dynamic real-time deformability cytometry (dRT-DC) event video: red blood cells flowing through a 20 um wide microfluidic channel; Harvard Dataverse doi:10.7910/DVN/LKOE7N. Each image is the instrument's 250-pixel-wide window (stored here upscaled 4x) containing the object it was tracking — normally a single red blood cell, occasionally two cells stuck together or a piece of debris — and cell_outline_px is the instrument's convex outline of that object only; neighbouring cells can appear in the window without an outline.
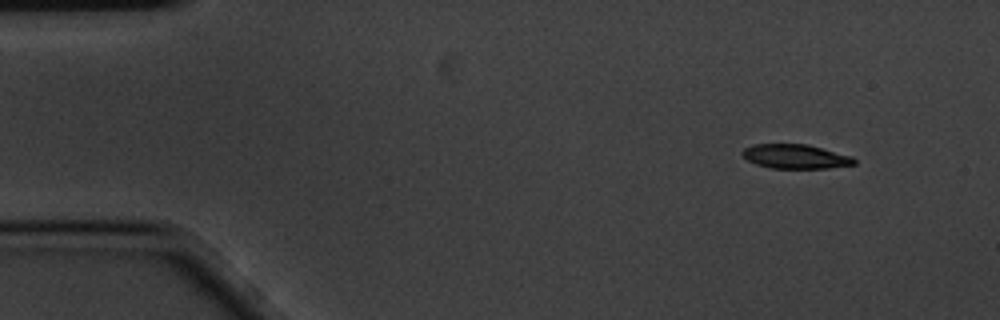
{"species": "common noctule bat (a hibernating species)", "species_latin": "Nyctalus noctula", "temperature_condition": "cold", "stored_images_in_passage": 4, "camera_frame_rate_fps": 3000, "um_per_image_px": 0.085, "animal": {"sex": "male", "body_mass_g": 20.1, "forearm_length_mm": 53.5}, "frame": {"image": 1, "passage_image": 1, "time_ms": 0.0, "image_size_px": [1000, 320], "cell_outline_px": [[856, 164], [828, 168], [768, 168], [756, 164], [748, 160], [740, 152], [744, 148], [752, 144], [808, 144], [852, 156], [856, 160]], "centroid_in_image_um": [67.61, 13.3], "position_along_channel_um": 17.4, "area_um2": 15.9}}
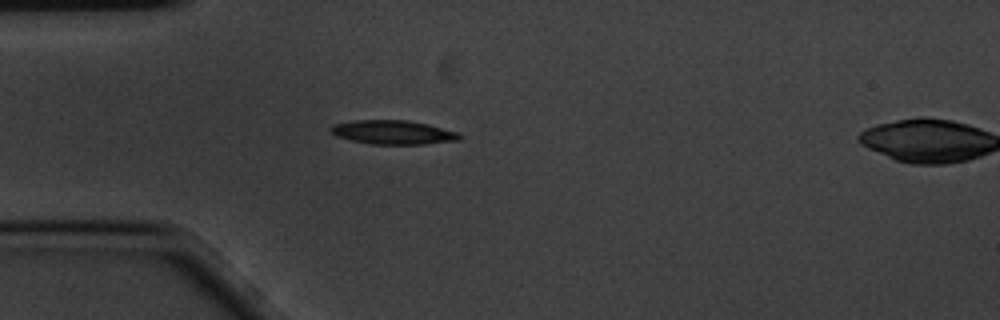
{"frame": {"image": 2, "passage_image": 3, "time_ms": 0.667, "image_size_px": [1000, 320], "cell_outline_px": [[464, 136], [460, 140], [424, 144], [372, 144], [352, 140], [336, 136], [328, 132], [328, 128], [332, 124], [356, 120], [408, 120], [428, 124], [460, 132]], "centroid_in_image_um": [33.42, 11.24], "position_along_channel_um": 51.6, "area_um2": 18.26}}